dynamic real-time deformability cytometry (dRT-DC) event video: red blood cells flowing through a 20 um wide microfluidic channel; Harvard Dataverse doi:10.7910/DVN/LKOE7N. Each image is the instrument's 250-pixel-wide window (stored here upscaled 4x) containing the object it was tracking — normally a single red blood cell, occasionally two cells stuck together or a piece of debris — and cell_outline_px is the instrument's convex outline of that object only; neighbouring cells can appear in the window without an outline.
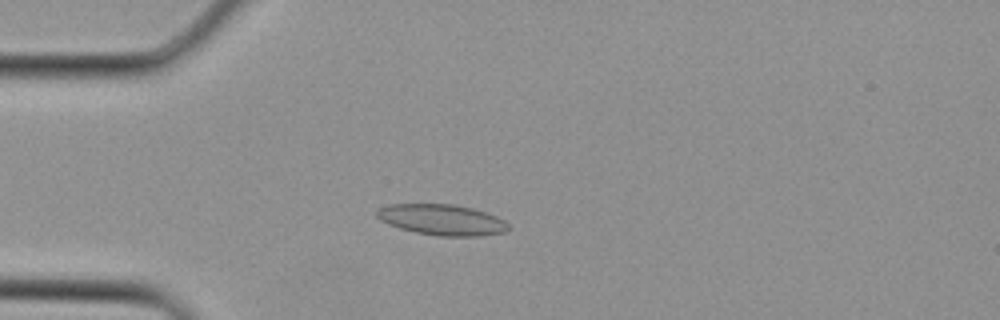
{"species": "Egyptian fruit bat (a non-hibernating species)", "species_latin": "Rousettus aegyptiacus", "temperature_condition": "cold", "stored_images_in_passage": 2, "camera_frame_rate_fps": 3000, "um_per_image_px": 0.085, "animal": {"sex": "female"}, "frame": {"image": 1, "passage_image": 2, "time_ms": 0.333, "image_size_px": [1000, 320], "cell_outline_px": [[512, 228], [504, 232], [480, 236], [436, 236], [416, 232], [400, 228], [388, 224], [380, 220], [376, 216], [376, 212], [380, 208], [388, 204], [452, 204], [472, 208], [496, 216], [504, 220]], "centroid_in_image_um": [37.57, 18.68], "position_along_channel_um": 47.4, "area_um2": 23.64}}